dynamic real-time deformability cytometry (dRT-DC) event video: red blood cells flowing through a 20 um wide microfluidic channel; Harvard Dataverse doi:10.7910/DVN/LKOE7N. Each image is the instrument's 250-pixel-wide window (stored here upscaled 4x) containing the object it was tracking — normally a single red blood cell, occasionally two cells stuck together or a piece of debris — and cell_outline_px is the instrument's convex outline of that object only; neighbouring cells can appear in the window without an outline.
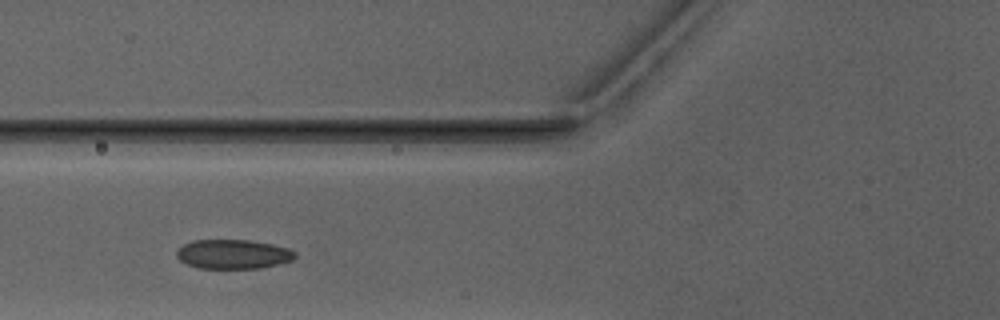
{"species": "Egyptian fruit bat (a non-hibernating species)", "species_latin": "Rousettus aegyptiacus", "temperature_condition": "warm", "stored_images_in_passage": 3, "camera_frame_rate_fps": 3000, "um_per_image_px": 0.085, "animal": {"sex": "male"}, "frame": {"image": 1, "passage_image": 2, "time_ms": 1.0, "image_size_px": [1000, 320], "cell_outline_px": [[296, 256], [292, 260], [280, 264], [260, 268], [196, 268], [180, 260], [176, 256], [176, 252], [184, 244], [192, 240], [248, 240], [272, 244], [288, 248], [296, 252]], "centroid_in_image_um": [19.83, 21.6], "position_along_channel_um": 106.0, "area_um2": 20.23}}
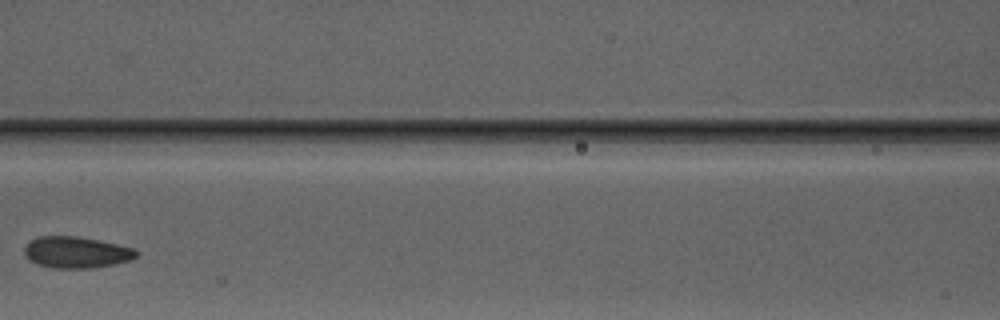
{"frame": {"image": 2, "passage_image": 3, "time_ms": 2.333, "image_size_px": [1000, 320], "cell_outline_px": [[140, 252], [136, 256], [128, 260], [112, 264], [88, 268], [52, 268], [36, 264], [28, 260], [24, 256], [24, 248], [32, 240], [40, 236], [76, 236], [116, 244], [132, 248]], "centroid_in_image_um": [6.43, 21.45], "position_along_channel_um": 160.2, "area_um2": 20.23}}